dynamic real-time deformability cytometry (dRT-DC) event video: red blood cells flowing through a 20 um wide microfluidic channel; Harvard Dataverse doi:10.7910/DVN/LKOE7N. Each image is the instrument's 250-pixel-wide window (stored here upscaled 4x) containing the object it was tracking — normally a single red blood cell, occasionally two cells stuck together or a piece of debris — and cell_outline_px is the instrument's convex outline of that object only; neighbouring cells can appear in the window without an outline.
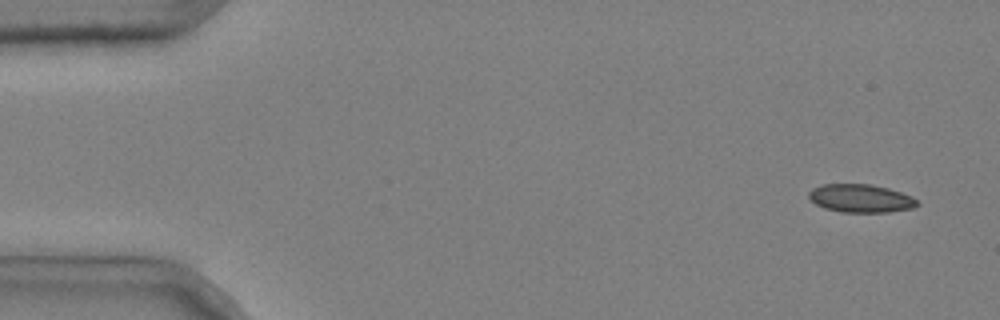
{"species": "common noctule bat (a hibernating species)", "species_latin": "Nyctalus noctula", "temperature_condition": "cold", "stored_images_in_passage": 15, "camera_frame_rate_fps": 3000, "um_per_image_px": 0.085, "animal": {"sex": "male", "body_mass_g": 20.4}, "frame": {"image": 1, "passage_image": 1, "time_ms": 0.0, "image_size_px": [1000, 320], "cell_outline_px": [[920, 204], [912, 208], [888, 212], [840, 212], [824, 208], [816, 204], [808, 196], [808, 192], [812, 188], [824, 184], [872, 184], [888, 188], [912, 196]], "centroid_in_image_um": [73.15, 16.86], "position_along_channel_um": 11.8, "area_um2": 17.8}}
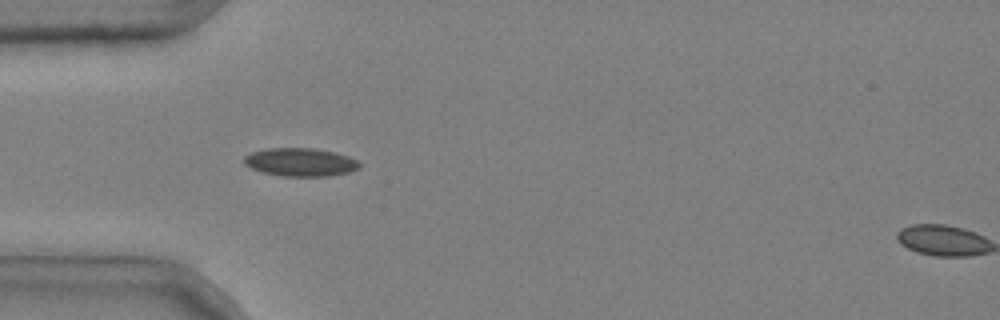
{"frame": {"image": 2, "passage_image": 14, "time_ms": 4.333, "image_size_px": [1000, 320], "cell_outline_px": [[360, 168], [348, 172], [328, 176], [280, 176], [264, 172], [252, 168], [244, 164], [244, 156], [252, 152], [268, 148], [316, 148], [336, 152], [348, 156], [356, 160], [360, 164]], "centroid_in_image_um": [25.54, 13.77], "position_along_channel_um": 59.5, "area_um2": 18.96}}